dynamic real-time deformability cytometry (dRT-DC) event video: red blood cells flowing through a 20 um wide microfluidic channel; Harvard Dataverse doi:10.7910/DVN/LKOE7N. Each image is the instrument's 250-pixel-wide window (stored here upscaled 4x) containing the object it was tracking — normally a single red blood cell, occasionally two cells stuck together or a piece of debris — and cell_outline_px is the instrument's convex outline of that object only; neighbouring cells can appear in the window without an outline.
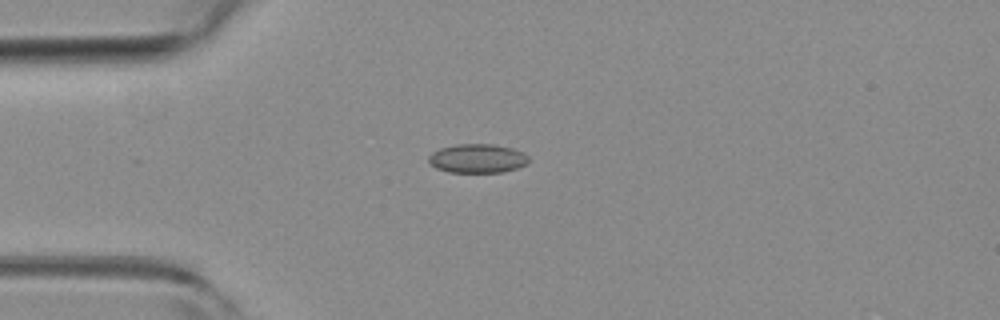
{"species": "common noctule bat (a hibernating species)", "species_latin": "Nyctalus noctula", "temperature_condition": "room temperature", "stored_images_in_passage": 6, "camera_frame_rate_fps": 3000, "um_per_image_px": 0.085, "animal": {"sex": "female", "body_mass_g": 19.3, "forearm_length_mm": 54.1}, "frame": {"image": 1, "passage_image": 4, "time_ms": 1.0, "image_size_px": [1000, 320], "cell_outline_px": [[528, 164], [504, 172], [448, 172], [436, 168], [428, 160], [428, 156], [432, 152], [440, 148], [456, 144], [496, 144], [512, 148], [524, 152], [528, 156]], "centroid_in_image_um": [40.6, 13.46], "position_along_channel_um": 44.4, "area_um2": 16.99}}
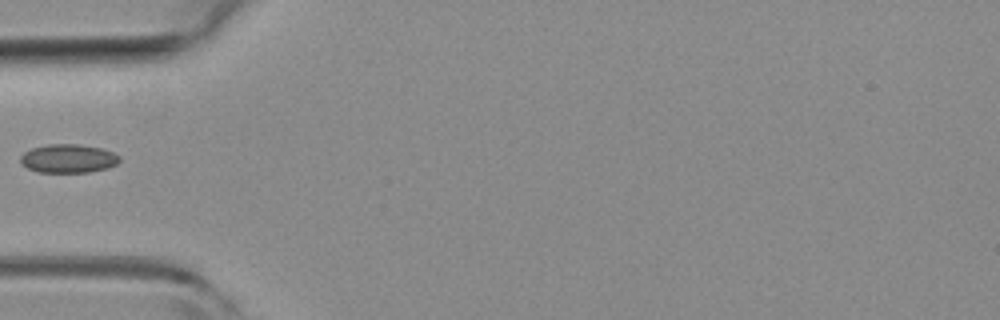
{"frame": {"image": 2, "passage_image": 5, "time_ms": 1.333, "image_size_px": [1000, 320], "cell_outline_px": [[120, 160], [116, 164], [108, 168], [88, 172], [40, 172], [28, 168], [20, 160], [20, 156], [24, 152], [32, 148], [48, 144], [76, 144], [100, 148], [112, 152], [120, 156]], "centroid_in_image_um": [5.81, 13.47], "position_along_channel_um": 79.2, "area_um2": 16.36}}
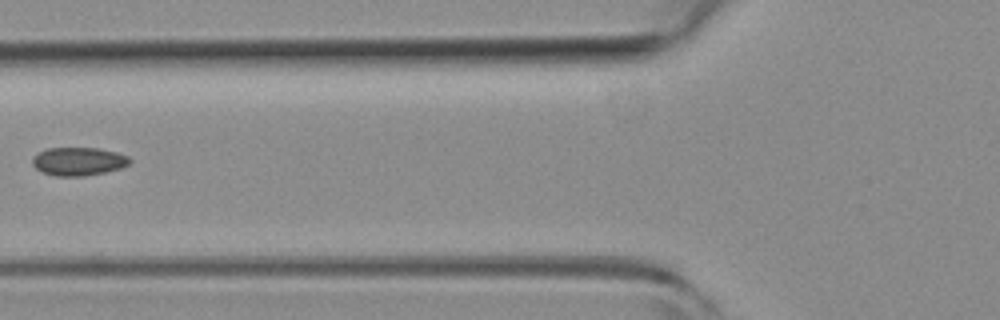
{"frame": {"image": 3, "passage_image": 6, "time_ms": 1.667, "image_size_px": [1000, 320], "cell_outline_px": [[132, 160], [128, 164], [120, 168], [104, 172], [84, 176], [56, 176], [40, 172], [32, 164], [32, 156], [48, 148], [100, 148], [116, 152], [128, 156]], "centroid_in_image_um": [6.65, 13.72], "position_along_channel_um": 119.2, "area_um2": 16.07}}